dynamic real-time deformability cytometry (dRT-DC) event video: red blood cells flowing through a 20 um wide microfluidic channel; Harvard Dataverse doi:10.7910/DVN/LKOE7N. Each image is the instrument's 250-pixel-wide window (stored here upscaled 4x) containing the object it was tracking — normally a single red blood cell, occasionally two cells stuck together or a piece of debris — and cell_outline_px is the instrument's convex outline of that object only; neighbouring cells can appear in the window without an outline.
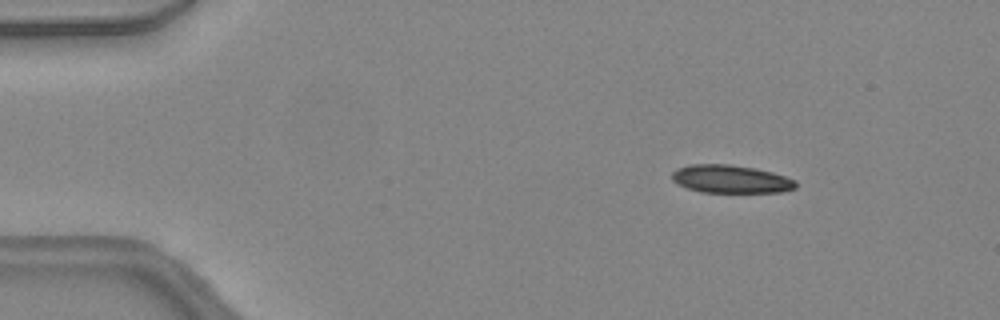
{"species": "common noctule bat (a hibernating species)", "species_latin": "Nyctalus noctula", "temperature_condition": "warm", "stored_images_in_passage": 41, "camera_frame_rate_fps": 3000, "um_per_image_px": 0.085, "animal": {"sex": "female", "body_mass_g": 24.6, "forearm_length_mm": 56.2}, "frame": {"image": 1, "passage_image": 1, "time_ms": 0.0, "image_size_px": [1000, 320], "cell_outline_px": [[796, 188], [780, 192], [700, 192], [688, 188], [672, 180], [672, 172], [676, 168], [692, 164], [728, 164], [756, 168], [772, 172], [796, 180]], "centroid_in_image_um": [62.11, 15.21], "position_along_channel_um": 22.9, "area_um2": 20.17}}
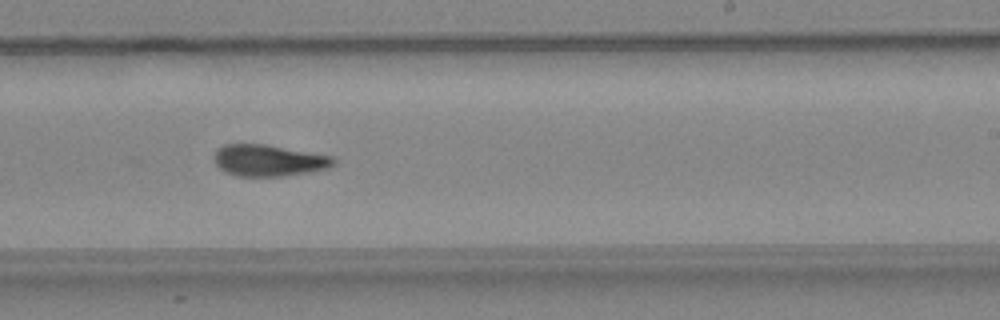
{"frame": {"image": 2, "passage_image": 23, "time_ms": 7.333, "image_size_px": [1000, 320], "cell_outline_px": [[336, 164], [328, 168], [312, 172], [284, 176], [236, 176], [224, 172], [216, 164], [212, 156], [216, 148], [224, 144], [264, 144], [332, 156], [336, 160]], "centroid_in_image_um": [22.81, 13.64], "position_along_channel_um": 266.2, "area_um2": 22.2}}
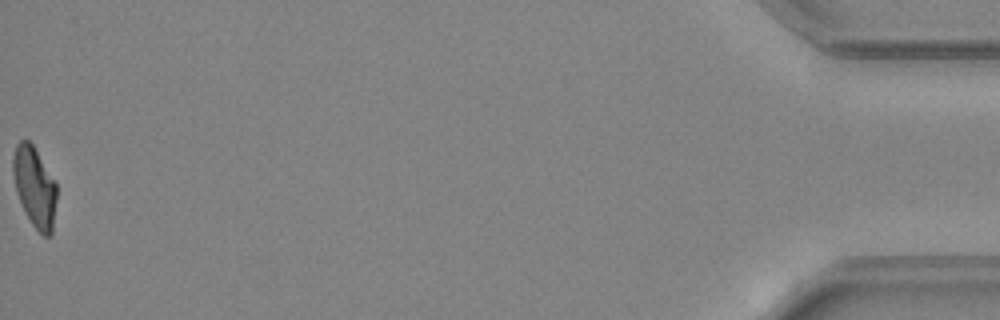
{"frame": {"image": 3, "passage_image": 41, "time_ms": 13.333, "image_size_px": [1000, 320], "cell_outline_px": [[56, 200], [52, 232], [48, 236], [44, 236], [32, 224], [16, 192], [12, 172], [12, 156], [16, 144], [20, 140], [28, 140], [32, 144], [56, 184]], "centroid_in_image_um": [2.92, 15.86], "position_along_channel_um": 432.3, "area_um2": 20.0}, "authors_computed_cell_mechanics": {"area_um2": 22.1952, "velocity_mm_per_s": 4.4688, "shape_relaxation_time_tau1_ms": 10.4799, "shape_relaxation_time_tau2_ms": 3.0435, "deformation_change_tau1": 0.3023, "deformation_change_tau2": 0.1134}}